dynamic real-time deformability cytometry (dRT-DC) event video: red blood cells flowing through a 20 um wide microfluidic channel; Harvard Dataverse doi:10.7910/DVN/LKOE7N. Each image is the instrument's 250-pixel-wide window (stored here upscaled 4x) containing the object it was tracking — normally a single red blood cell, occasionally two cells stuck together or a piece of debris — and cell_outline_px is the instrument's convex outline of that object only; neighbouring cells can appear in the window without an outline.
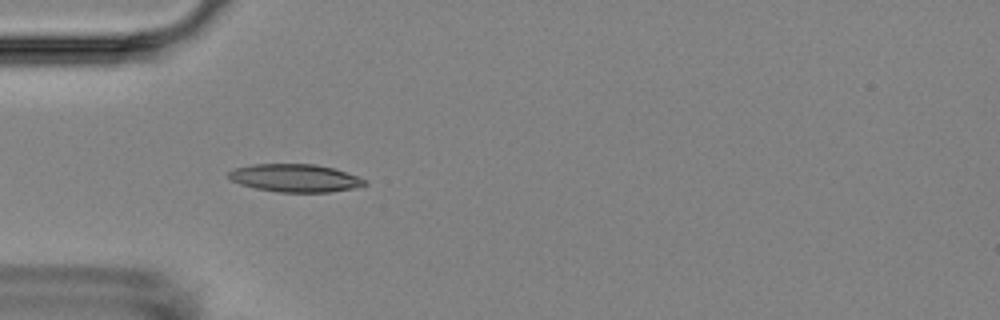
{"species": "Egyptian fruit bat (a non-hibernating species)", "species_latin": "Rousettus aegyptiacus", "temperature_condition": "room temperature", "stored_images_in_passage": 13, "camera_frame_rate_fps": 3000, "um_per_image_px": 0.085, "animal": {"sex": "female"}, "frame": {"image": 1, "passage_image": 3, "time_ms": 2.0, "image_size_px": [1000, 320], "cell_outline_px": [[368, 184], [356, 188], [328, 192], [276, 192], [256, 188], [240, 184], [232, 180], [228, 176], [228, 172], [236, 168], [252, 164], [316, 164], [332, 168], [368, 180]], "centroid_in_image_um": [25.1, 15.14], "position_along_channel_um": 59.9, "area_um2": 22.02}}
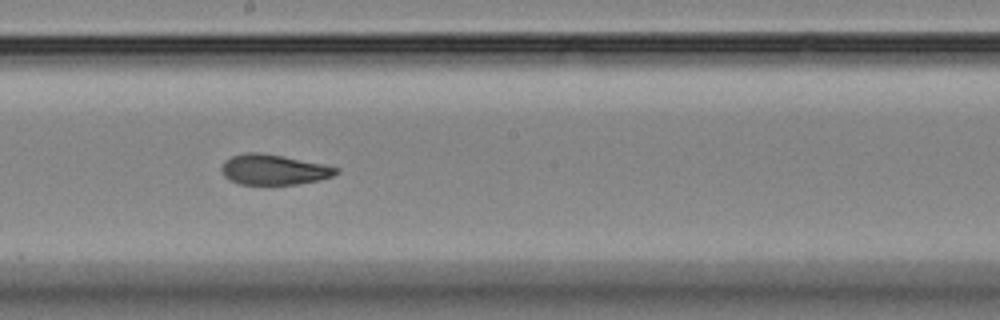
{"frame": {"image": 2, "passage_image": 7, "time_ms": 6.667, "image_size_px": [1000, 320], "cell_outline_px": [[340, 172], [332, 176], [320, 180], [296, 184], [240, 184], [224, 176], [220, 168], [224, 160], [232, 156], [248, 152], [256, 152], [280, 156], [324, 164], [340, 168]], "centroid_in_image_um": [23.28, 14.42], "position_along_channel_um": 224.9, "area_um2": 20.06}}
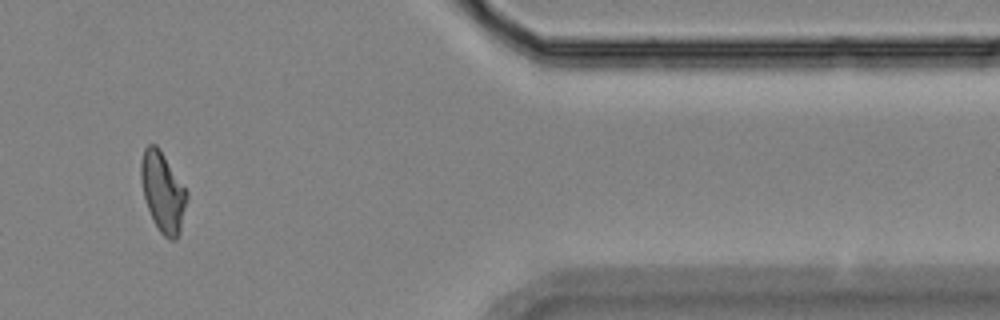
{"frame": {"image": 3, "passage_image": 11, "time_ms": 12.333, "image_size_px": [1000, 320], "cell_outline_px": [[188, 196], [180, 232], [176, 240], [168, 240], [160, 232], [152, 220], [144, 196], [140, 180], [140, 164], [144, 148], [148, 144], [156, 144], [160, 148], [188, 192]], "centroid_in_image_um": [13.84, 16.32], "position_along_channel_um": 397.6, "area_um2": 21.56}, "authors_computed_cell_mechanics": {"area_um2": 20.9236, "velocity_mm_per_s": 3.5853, "shape_relaxation_time_tau1_ms": null, "shape_relaxation_time_tau2_ms": 2.0281, "deformation_change_tau1": null, "deformation_change_tau2": 0.0585}}